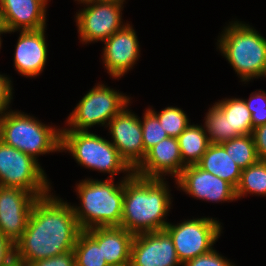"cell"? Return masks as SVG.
Listing matches in <instances>:
<instances>
[{
  "instance_id": "obj_6",
  "label": "cell",
  "mask_w": 266,
  "mask_h": 266,
  "mask_svg": "<svg viewBox=\"0 0 266 266\" xmlns=\"http://www.w3.org/2000/svg\"><path fill=\"white\" fill-rule=\"evenodd\" d=\"M64 151L71 153L78 165L108 173L107 179H114L121 172L126 176L134 173L109 140L89 130H61V152Z\"/></svg>"
},
{
  "instance_id": "obj_24",
  "label": "cell",
  "mask_w": 266,
  "mask_h": 266,
  "mask_svg": "<svg viewBox=\"0 0 266 266\" xmlns=\"http://www.w3.org/2000/svg\"><path fill=\"white\" fill-rule=\"evenodd\" d=\"M221 145L241 169H245L259 160L252 134L240 135L221 143Z\"/></svg>"
},
{
  "instance_id": "obj_4",
  "label": "cell",
  "mask_w": 266,
  "mask_h": 266,
  "mask_svg": "<svg viewBox=\"0 0 266 266\" xmlns=\"http://www.w3.org/2000/svg\"><path fill=\"white\" fill-rule=\"evenodd\" d=\"M217 41V49L241 82L266 77V39L253 26L237 20L229 22Z\"/></svg>"
},
{
  "instance_id": "obj_38",
  "label": "cell",
  "mask_w": 266,
  "mask_h": 266,
  "mask_svg": "<svg viewBox=\"0 0 266 266\" xmlns=\"http://www.w3.org/2000/svg\"><path fill=\"white\" fill-rule=\"evenodd\" d=\"M3 33L5 34L6 32H0V49H1V47H2V46H1V45H2V41H1V40H2V39H1V34H3Z\"/></svg>"
},
{
  "instance_id": "obj_21",
  "label": "cell",
  "mask_w": 266,
  "mask_h": 266,
  "mask_svg": "<svg viewBox=\"0 0 266 266\" xmlns=\"http://www.w3.org/2000/svg\"><path fill=\"white\" fill-rule=\"evenodd\" d=\"M177 140L182 162L186 166L197 164L210 144L203 125H191V123L177 137Z\"/></svg>"
},
{
  "instance_id": "obj_36",
  "label": "cell",
  "mask_w": 266,
  "mask_h": 266,
  "mask_svg": "<svg viewBox=\"0 0 266 266\" xmlns=\"http://www.w3.org/2000/svg\"><path fill=\"white\" fill-rule=\"evenodd\" d=\"M0 32H6L5 28H4L3 21H2L1 11H0Z\"/></svg>"
},
{
  "instance_id": "obj_2",
  "label": "cell",
  "mask_w": 266,
  "mask_h": 266,
  "mask_svg": "<svg viewBox=\"0 0 266 266\" xmlns=\"http://www.w3.org/2000/svg\"><path fill=\"white\" fill-rule=\"evenodd\" d=\"M165 180L135 173L124 179L121 228L134 235L164 230L173 202Z\"/></svg>"
},
{
  "instance_id": "obj_3",
  "label": "cell",
  "mask_w": 266,
  "mask_h": 266,
  "mask_svg": "<svg viewBox=\"0 0 266 266\" xmlns=\"http://www.w3.org/2000/svg\"><path fill=\"white\" fill-rule=\"evenodd\" d=\"M124 176L119 183L114 179L85 178L76 184L80 206H72L82 231L96 227H120L124 196Z\"/></svg>"
},
{
  "instance_id": "obj_28",
  "label": "cell",
  "mask_w": 266,
  "mask_h": 266,
  "mask_svg": "<svg viewBox=\"0 0 266 266\" xmlns=\"http://www.w3.org/2000/svg\"><path fill=\"white\" fill-rule=\"evenodd\" d=\"M144 112L141 126L144 150L147 152L151 147L169 136L162 128L158 118L149 109Z\"/></svg>"
},
{
  "instance_id": "obj_26",
  "label": "cell",
  "mask_w": 266,
  "mask_h": 266,
  "mask_svg": "<svg viewBox=\"0 0 266 266\" xmlns=\"http://www.w3.org/2000/svg\"><path fill=\"white\" fill-rule=\"evenodd\" d=\"M205 115L203 127L210 144H221L231 140L228 118L216 104L210 107Z\"/></svg>"
},
{
  "instance_id": "obj_8",
  "label": "cell",
  "mask_w": 266,
  "mask_h": 266,
  "mask_svg": "<svg viewBox=\"0 0 266 266\" xmlns=\"http://www.w3.org/2000/svg\"><path fill=\"white\" fill-rule=\"evenodd\" d=\"M50 184L37 160L0 140V186L23 189L41 198L51 193Z\"/></svg>"
},
{
  "instance_id": "obj_17",
  "label": "cell",
  "mask_w": 266,
  "mask_h": 266,
  "mask_svg": "<svg viewBox=\"0 0 266 266\" xmlns=\"http://www.w3.org/2000/svg\"><path fill=\"white\" fill-rule=\"evenodd\" d=\"M45 28L39 30L19 31L14 53L15 70L25 77H37L43 72L47 57Z\"/></svg>"
},
{
  "instance_id": "obj_22",
  "label": "cell",
  "mask_w": 266,
  "mask_h": 266,
  "mask_svg": "<svg viewBox=\"0 0 266 266\" xmlns=\"http://www.w3.org/2000/svg\"><path fill=\"white\" fill-rule=\"evenodd\" d=\"M215 104L225 113L230 124L231 139L253 132L251 112L243 98H224Z\"/></svg>"
},
{
  "instance_id": "obj_30",
  "label": "cell",
  "mask_w": 266,
  "mask_h": 266,
  "mask_svg": "<svg viewBox=\"0 0 266 266\" xmlns=\"http://www.w3.org/2000/svg\"><path fill=\"white\" fill-rule=\"evenodd\" d=\"M183 266H235V264L212 249L207 254L186 261Z\"/></svg>"
},
{
  "instance_id": "obj_27",
  "label": "cell",
  "mask_w": 266,
  "mask_h": 266,
  "mask_svg": "<svg viewBox=\"0 0 266 266\" xmlns=\"http://www.w3.org/2000/svg\"><path fill=\"white\" fill-rule=\"evenodd\" d=\"M148 109L158 118L169 137L177 138L190 124L187 114L181 108L168 106L158 113L152 107Z\"/></svg>"
},
{
  "instance_id": "obj_23",
  "label": "cell",
  "mask_w": 266,
  "mask_h": 266,
  "mask_svg": "<svg viewBox=\"0 0 266 266\" xmlns=\"http://www.w3.org/2000/svg\"><path fill=\"white\" fill-rule=\"evenodd\" d=\"M247 194L266 196V160H258L242 169L241 178L236 187L237 200Z\"/></svg>"
},
{
  "instance_id": "obj_34",
  "label": "cell",
  "mask_w": 266,
  "mask_h": 266,
  "mask_svg": "<svg viewBox=\"0 0 266 266\" xmlns=\"http://www.w3.org/2000/svg\"><path fill=\"white\" fill-rule=\"evenodd\" d=\"M252 136L259 160H266V124L254 128Z\"/></svg>"
},
{
  "instance_id": "obj_16",
  "label": "cell",
  "mask_w": 266,
  "mask_h": 266,
  "mask_svg": "<svg viewBox=\"0 0 266 266\" xmlns=\"http://www.w3.org/2000/svg\"><path fill=\"white\" fill-rule=\"evenodd\" d=\"M185 167L177 138L168 137L147 151L134 173L154 179H166L165 176L171 175L176 180Z\"/></svg>"
},
{
  "instance_id": "obj_19",
  "label": "cell",
  "mask_w": 266,
  "mask_h": 266,
  "mask_svg": "<svg viewBox=\"0 0 266 266\" xmlns=\"http://www.w3.org/2000/svg\"><path fill=\"white\" fill-rule=\"evenodd\" d=\"M98 245L109 266H129L134 234L121 227H96L85 231Z\"/></svg>"
},
{
  "instance_id": "obj_5",
  "label": "cell",
  "mask_w": 266,
  "mask_h": 266,
  "mask_svg": "<svg viewBox=\"0 0 266 266\" xmlns=\"http://www.w3.org/2000/svg\"><path fill=\"white\" fill-rule=\"evenodd\" d=\"M0 140L33 157L61 152V128L43 124L19 110H7L0 115Z\"/></svg>"
},
{
  "instance_id": "obj_15",
  "label": "cell",
  "mask_w": 266,
  "mask_h": 266,
  "mask_svg": "<svg viewBox=\"0 0 266 266\" xmlns=\"http://www.w3.org/2000/svg\"><path fill=\"white\" fill-rule=\"evenodd\" d=\"M102 61L110 77H123L140 57V45L135 29L127 23L122 29L103 41Z\"/></svg>"
},
{
  "instance_id": "obj_37",
  "label": "cell",
  "mask_w": 266,
  "mask_h": 266,
  "mask_svg": "<svg viewBox=\"0 0 266 266\" xmlns=\"http://www.w3.org/2000/svg\"><path fill=\"white\" fill-rule=\"evenodd\" d=\"M94 1H107V2H115V3H124L125 0H94Z\"/></svg>"
},
{
  "instance_id": "obj_33",
  "label": "cell",
  "mask_w": 266,
  "mask_h": 266,
  "mask_svg": "<svg viewBox=\"0 0 266 266\" xmlns=\"http://www.w3.org/2000/svg\"><path fill=\"white\" fill-rule=\"evenodd\" d=\"M15 259V244L0 232V266H7Z\"/></svg>"
},
{
  "instance_id": "obj_7",
  "label": "cell",
  "mask_w": 266,
  "mask_h": 266,
  "mask_svg": "<svg viewBox=\"0 0 266 266\" xmlns=\"http://www.w3.org/2000/svg\"><path fill=\"white\" fill-rule=\"evenodd\" d=\"M97 85V86H96ZM89 90L67 118L68 128L61 130L88 131L100 125L107 127L110 120L131 103L129 96L98 83Z\"/></svg>"
},
{
  "instance_id": "obj_10",
  "label": "cell",
  "mask_w": 266,
  "mask_h": 266,
  "mask_svg": "<svg viewBox=\"0 0 266 266\" xmlns=\"http://www.w3.org/2000/svg\"><path fill=\"white\" fill-rule=\"evenodd\" d=\"M84 8L76 12V26L82 44L105 41L127 23L122 20L124 3L86 0Z\"/></svg>"
},
{
  "instance_id": "obj_35",
  "label": "cell",
  "mask_w": 266,
  "mask_h": 266,
  "mask_svg": "<svg viewBox=\"0 0 266 266\" xmlns=\"http://www.w3.org/2000/svg\"><path fill=\"white\" fill-rule=\"evenodd\" d=\"M7 266H25V264H23L20 260L15 258Z\"/></svg>"
},
{
  "instance_id": "obj_32",
  "label": "cell",
  "mask_w": 266,
  "mask_h": 266,
  "mask_svg": "<svg viewBox=\"0 0 266 266\" xmlns=\"http://www.w3.org/2000/svg\"><path fill=\"white\" fill-rule=\"evenodd\" d=\"M12 81L7 75L0 74V115L10 108L13 99Z\"/></svg>"
},
{
  "instance_id": "obj_39",
  "label": "cell",
  "mask_w": 266,
  "mask_h": 266,
  "mask_svg": "<svg viewBox=\"0 0 266 266\" xmlns=\"http://www.w3.org/2000/svg\"><path fill=\"white\" fill-rule=\"evenodd\" d=\"M75 1H77V2H79V3H80V2H82V1H86V0H75Z\"/></svg>"
},
{
  "instance_id": "obj_14",
  "label": "cell",
  "mask_w": 266,
  "mask_h": 266,
  "mask_svg": "<svg viewBox=\"0 0 266 266\" xmlns=\"http://www.w3.org/2000/svg\"><path fill=\"white\" fill-rule=\"evenodd\" d=\"M183 266L165 230L134 235L129 266Z\"/></svg>"
},
{
  "instance_id": "obj_31",
  "label": "cell",
  "mask_w": 266,
  "mask_h": 266,
  "mask_svg": "<svg viewBox=\"0 0 266 266\" xmlns=\"http://www.w3.org/2000/svg\"><path fill=\"white\" fill-rule=\"evenodd\" d=\"M25 266H76L75 255L73 251H68L50 258L28 262Z\"/></svg>"
},
{
  "instance_id": "obj_1",
  "label": "cell",
  "mask_w": 266,
  "mask_h": 266,
  "mask_svg": "<svg viewBox=\"0 0 266 266\" xmlns=\"http://www.w3.org/2000/svg\"><path fill=\"white\" fill-rule=\"evenodd\" d=\"M80 229L71 203L50 193L32 207L26 229L15 243L23 264L73 251Z\"/></svg>"
},
{
  "instance_id": "obj_11",
  "label": "cell",
  "mask_w": 266,
  "mask_h": 266,
  "mask_svg": "<svg viewBox=\"0 0 266 266\" xmlns=\"http://www.w3.org/2000/svg\"><path fill=\"white\" fill-rule=\"evenodd\" d=\"M128 105L114 116L107 127L110 141L126 163L135 170L146 156L144 150L141 118L128 109Z\"/></svg>"
},
{
  "instance_id": "obj_12",
  "label": "cell",
  "mask_w": 266,
  "mask_h": 266,
  "mask_svg": "<svg viewBox=\"0 0 266 266\" xmlns=\"http://www.w3.org/2000/svg\"><path fill=\"white\" fill-rule=\"evenodd\" d=\"M178 189L202 201L215 203L236 201V188L224 179L201 169L197 164L187 165L175 180Z\"/></svg>"
},
{
  "instance_id": "obj_20",
  "label": "cell",
  "mask_w": 266,
  "mask_h": 266,
  "mask_svg": "<svg viewBox=\"0 0 266 266\" xmlns=\"http://www.w3.org/2000/svg\"><path fill=\"white\" fill-rule=\"evenodd\" d=\"M197 165L201 169L226 180L235 188L239 184L242 169L233 161L221 144H209Z\"/></svg>"
},
{
  "instance_id": "obj_9",
  "label": "cell",
  "mask_w": 266,
  "mask_h": 266,
  "mask_svg": "<svg viewBox=\"0 0 266 266\" xmlns=\"http://www.w3.org/2000/svg\"><path fill=\"white\" fill-rule=\"evenodd\" d=\"M221 222L216 218L202 217L168 223L164 230L170 235L179 261H186L207 254L221 236Z\"/></svg>"
},
{
  "instance_id": "obj_29",
  "label": "cell",
  "mask_w": 266,
  "mask_h": 266,
  "mask_svg": "<svg viewBox=\"0 0 266 266\" xmlns=\"http://www.w3.org/2000/svg\"><path fill=\"white\" fill-rule=\"evenodd\" d=\"M248 110L251 112L253 129L266 124V92L259 89L250 94L249 99H244Z\"/></svg>"
},
{
  "instance_id": "obj_25",
  "label": "cell",
  "mask_w": 266,
  "mask_h": 266,
  "mask_svg": "<svg viewBox=\"0 0 266 266\" xmlns=\"http://www.w3.org/2000/svg\"><path fill=\"white\" fill-rule=\"evenodd\" d=\"M73 252L76 266H109L102 254V245H98L85 231L79 233Z\"/></svg>"
},
{
  "instance_id": "obj_18",
  "label": "cell",
  "mask_w": 266,
  "mask_h": 266,
  "mask_svg": "<svg viewBox=\"0 0 266 266\" xmlns=\"http://www.w3.org/2000/svg\"><path fill=\"white\" fill-rule=\"evenodd\" d=\"M47 4L48 0H0L6 34L45 28Z\"/></svg>"
},
{
  "instance_id": "obj_13",
  "label": "cell",
  "mask_w": 266,
  "mask_h": 266,
  "mask_svg": "<svg viewBox=\"0 0 266 266\" xmlns=\"http://www.w3.org/2000/svg\"><path fill=\"white\" fill-rule=\"evenodd\" d=\"M38 198L23 189L0 186V232L14 244L22 237Z\"/></svg>"
}]
</instances>
